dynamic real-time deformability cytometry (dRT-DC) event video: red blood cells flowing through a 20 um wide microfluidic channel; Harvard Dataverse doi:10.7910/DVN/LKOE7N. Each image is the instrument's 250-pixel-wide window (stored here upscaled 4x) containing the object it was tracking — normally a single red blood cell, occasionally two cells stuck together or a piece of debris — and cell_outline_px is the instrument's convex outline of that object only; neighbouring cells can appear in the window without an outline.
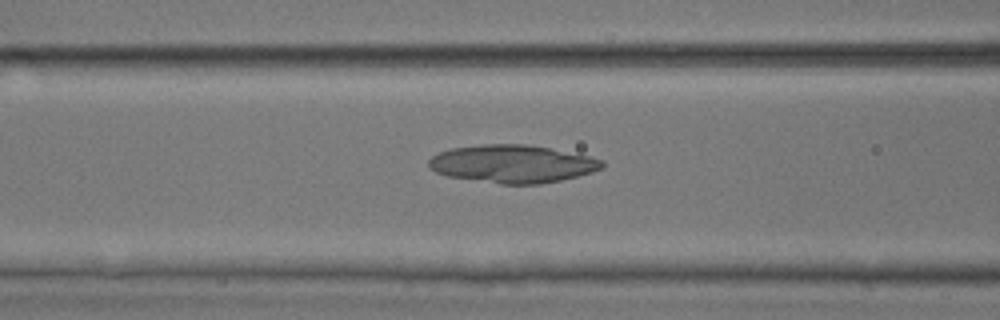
{"species": "common noctule bat (a hibernating species)", "species_latin": "Nyctalus noctula", "temperature_condition": "room temperature", "stored_images_in_passage": 50, "camera_frame_rate_fps": 3000, "um_per_image_px": 0.085, "animal": {"sex": "male", "body_mass_g": 17.9, "forearm_length_mm": 54.2}, "frame": {"image": 1, "passage_image": 21, "time_ms": 6.667, "image_size_px": [1000, 320], "cell_outline_px": [[604, 168], [592, 172], [560, 180], [540, 184], [500, 184], [448, 176], [436, 172], [428, 168], [428, 160], [432, 156], [440, 152], [452, 148], [480, 144], [524, 144], [548, 148], [588, 156], [604, 160]], "centroid_in_image_um": [43.54, 13.93], "position_along_channel_um": 123.1, "area_um2": 38.15}}
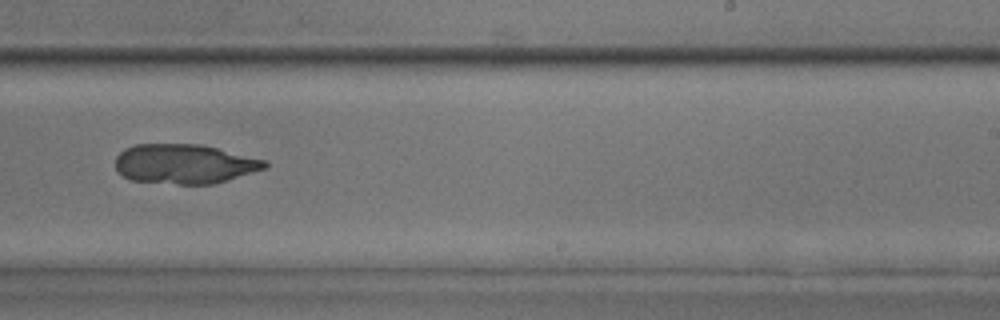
{"frame": {"image": 2, "passage_image": 32, "time_ms": 10.333, "image_size_px": [1000, 320], "cell_outline_px": [[268, 164], [264, 168], [212, 184], [176, 184], [132, 180], [124, 176], [116, 168], [116, 156], [124, 148], [136, 144], [200, 144], [268, 160]], "centroid_in_image_um": [15.66, 13.92], "position_along_channel_um": 273.3, "area_um2": 34.16}}
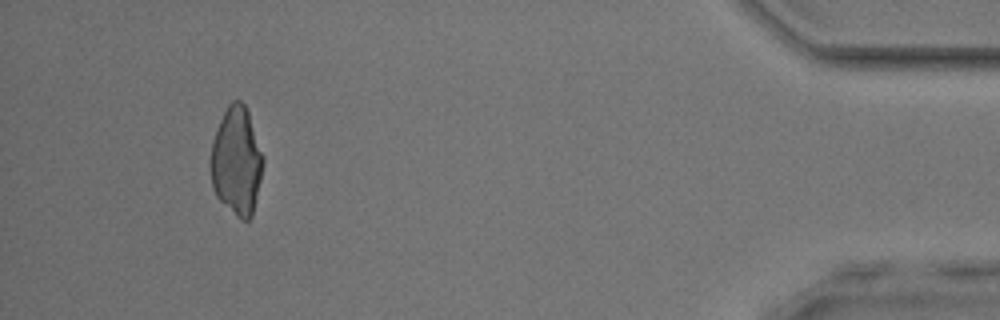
{"frame": {"image": 3, "passage_image": 47, "time_ms": 15.333, "image_size_px": [1000, 320], "cell_outline_px": [[264, 164], [252, 216], [248, 220], [240, 220], [216, 196], [212, 188], [208, 160], [212, 140], [220, 120], [228, 104], [232, 100], [240, 100], [244, 104], [248, 112], [264, 156]], "centroid_in_image_um": [20.08, 13.7], "position_along_channel_um": 415.1, "area_um2": 33.52}}